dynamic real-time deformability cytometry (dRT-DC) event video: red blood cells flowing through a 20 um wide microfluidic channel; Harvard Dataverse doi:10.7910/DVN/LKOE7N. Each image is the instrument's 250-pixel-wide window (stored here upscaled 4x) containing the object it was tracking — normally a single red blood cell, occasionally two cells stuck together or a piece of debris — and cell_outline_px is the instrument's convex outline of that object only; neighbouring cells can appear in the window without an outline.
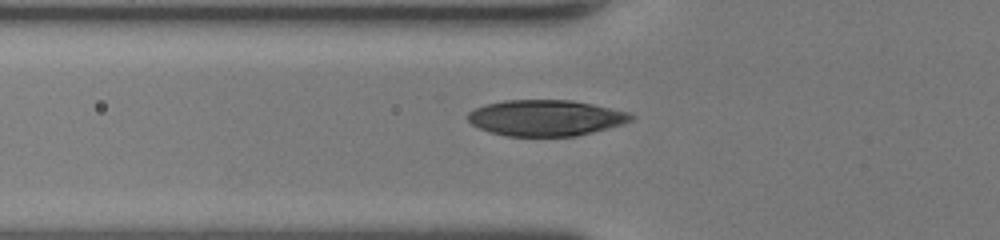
{"species": "human", "species_latin": "Homo sapiens", "temperature_condition": "room temperature", "stored_images_in_passage": 35, "camera_frame_rate_fps": 3000, "um_per_image_px": 0.085, "donor": {"sex": "female"}, "frame": {"image": 1, "passage_image": 5, "time_ms": 1.333, "image_size_px": [1000, 240], "cell_outline_px": [[636, 116], [632, 120], [624, 124], [576, 136], [504, 136], [488, 132], [472, 124], [468, 120], [468, 112], [476, 108], [488, 104], [504, 100], [572, 100], [592, 104], [628, 112]], "centroid_in_image_um": [46.4, 10.02], "position_along_channel_um": 79.4, "area_um2": 34.22}}
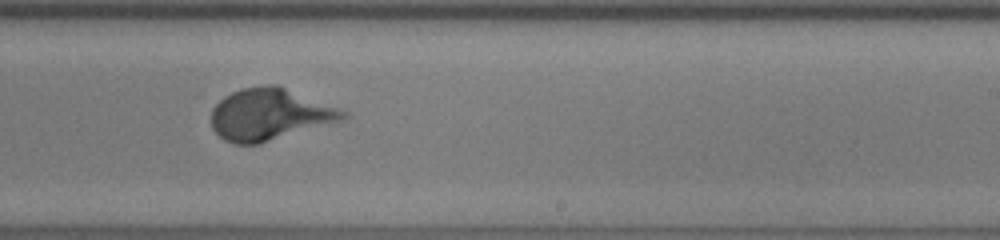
{"frame": {"image": 2, "passage_image": 18, "time_ms": 5.667, "image_size_px": [1000, 240], "cell_outline_px": [[348, 116], [344, 120], [260, 144], [236, 144], [224, 140], [212, 128], [212, 108], [224, 96], [232, 92], [244, 88], [268, 84], [276, 84], [348, 112]], "centroid_in_image_um": [22.92, 9.74], "position_along_channel_um": 266.1, "area_um2": 39.59}}
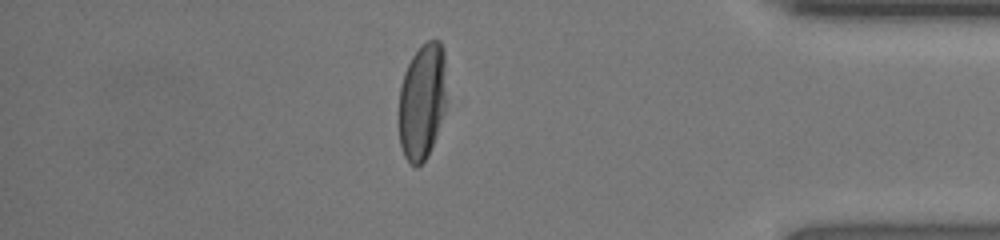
{"frame": {"image": 3, "passage_image": 29, "time_ms": 9.333, "image_size_px": [1000, 240], "cell_outline_px": [[444, 112], [428, 156], [416, 168], [408, 164], [404, 156], [400, 144], [400, 84], [404, 72], [412, 56], [428, 40], [440, 40], [444, 48]], "centroid_in_image_um": [35.86, 8.64], "position_along_channel_um": 399.3, "area_um2": 31.85}}